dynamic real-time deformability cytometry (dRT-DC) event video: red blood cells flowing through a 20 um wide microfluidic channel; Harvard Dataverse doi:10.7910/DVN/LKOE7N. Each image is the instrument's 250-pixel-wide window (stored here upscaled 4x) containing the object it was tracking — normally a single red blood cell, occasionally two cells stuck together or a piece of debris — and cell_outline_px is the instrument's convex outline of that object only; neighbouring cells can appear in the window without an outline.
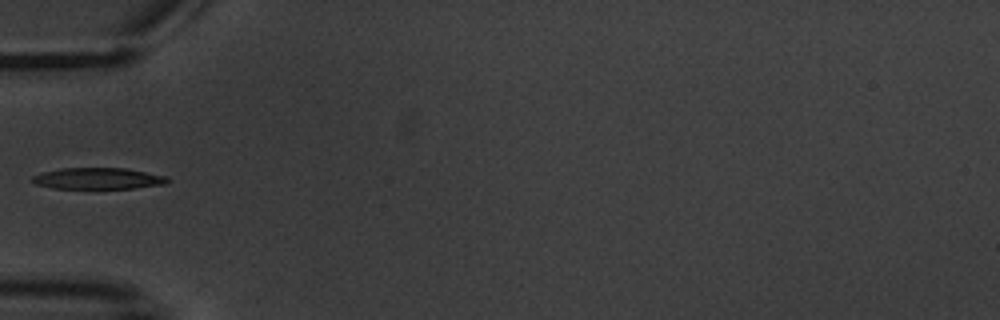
{"species": "common noctule bat (a hibernating species)", "species_latin": "Nyctalus noctula", "temperature_condition": "warm", "stored_images_in_passage": 2, "camera_frame_rate_fps": 3000, "um_per_image_px": 0.085, "animal": {"sex": "male", "body_mass_g": 20.1, "forearm_length_mm": 53.5}, "frame": {"image": 1, "passage_image": 2, "time_ms": 2.0, "image_size_px": [1000, 320], "cell_outline_px": [[172, 180], [164, 184], [136, 188], [52, 188], [36, 184], [32, 180], [32, 176], [44, 172], [60, 168], [124, 168], [168, 176]], "centroid_in_image_um": [8.38, 15.17], "position_along_channel_um": 76.6, "area_um2": 16.76}}